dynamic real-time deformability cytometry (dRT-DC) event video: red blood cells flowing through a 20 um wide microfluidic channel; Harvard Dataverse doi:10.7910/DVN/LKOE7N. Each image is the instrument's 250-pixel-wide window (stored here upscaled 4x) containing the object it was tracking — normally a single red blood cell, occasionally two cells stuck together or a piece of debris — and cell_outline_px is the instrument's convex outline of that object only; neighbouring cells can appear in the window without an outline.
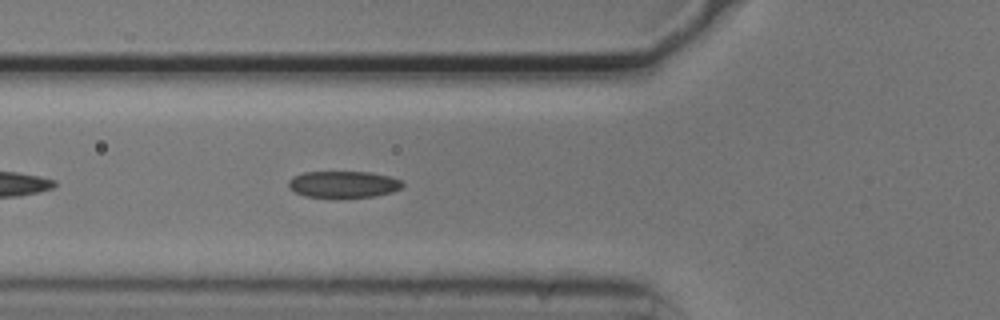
{"species": "common noctule bat (a hibernating species)", "species_latin": "Nyctalus noctula", "temperature_condition": "cold", "stored_images_in_passage": 39, "camera_frame_rate_fps": 3000, "um_per_image_px": 0.085, "animal": {"sex": "male", "body_mass_g": 20.5, "forearm_length_mm": 52.5}, "frame": {"image": 1, "passage_image": 6, "time_ms": 1.667, "image_size_px": [1000, 320], "cell_outline_px": [[404, 184], [400, 188], [392, 192], [372, 196], [304, 196], [288, 188], [288, 180], [292, 176], [304, 172], [372, 172], [392, 176], [400, 180]], "centroid_in_image_um": [29.18, 15.64], "position_along_channel_um": 96.6, "area_um2": 17.46}}
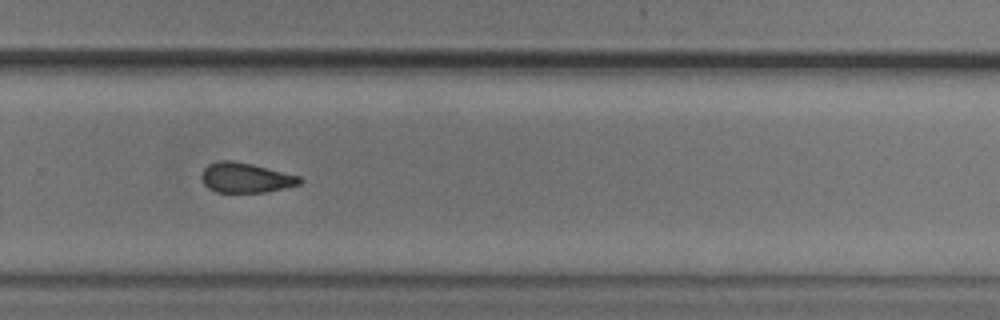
{"frame": {"image": 2, "passage_image": 23, "time_ms": 7.333, "image_size_px": [1000, 320], "cell_outline_px": [[304, 180], [300, 184], [284, 188], [264, 192], [216, 192], [208, 188], [204, 184], [200, 176], [204, 168], [208, 164], [220, 160], [232, 160], [252, 164], [300, 176]], "centroid_in_image_um": [20.87, 15.1], "position_along_channel_um": 308.9, "area_um2": 17.17}, "authors_computed_cell_mechanics": {"area_um2": 17.8024, "velocity_mm_per_s": 3.7436, "shape_relaxation_time_tau1_ms": 3.2614, "shape_relaxation_time_tau2_ms": 3.6576, "deformation_change_tau1": 0.1012, "deformation_change_tau2": 0.0948}}